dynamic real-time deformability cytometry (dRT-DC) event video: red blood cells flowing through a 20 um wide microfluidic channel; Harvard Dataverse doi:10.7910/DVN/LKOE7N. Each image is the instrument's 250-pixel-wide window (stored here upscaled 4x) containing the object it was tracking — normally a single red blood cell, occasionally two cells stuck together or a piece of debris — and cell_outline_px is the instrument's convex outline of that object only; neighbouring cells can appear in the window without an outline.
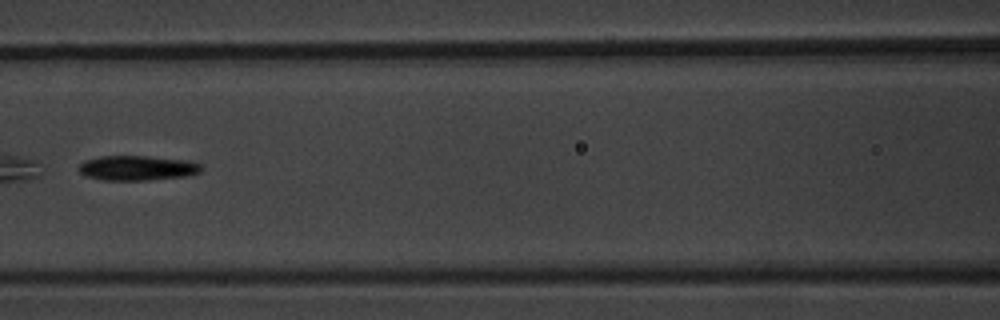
{"species": "common noctule bat (a hibernating species)", "species_latin": "Nyctalus noctula", "temperature_condition": "warm", "stored_images_in_passage": 8, "camera_frame_rate_fps": 3000, "um_per_image_px": 0.085, "animal": {"sex": "male", "body_mass_g": 20.1, "forearm_length_mm": 53.5}, "frame": {"image": 1, "passage_image": 8, "time_ms": 8.333, "image_size_px": [1000, 320], "cell_outline_px": [[204, 168], [200, 172], [184, 176], [148, 180], [100, 180], [84, 176], [76, 168], [84, 160], [100, 156], [148, 156], [192, 160], [200, 164]], "centroid_in_image_um": [11.65, 14.27], "position_along_channel_um": 154.9, "area_um2": 18.03}}